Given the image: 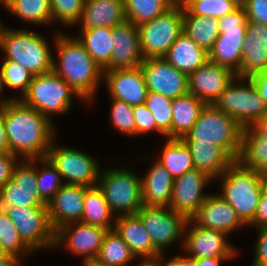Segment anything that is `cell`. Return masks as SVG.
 <instances>
[{"instance_id": "cell-1", "label": "cell", "mask_w": 267, "mask_h": 266, "mask_svg": "<svg viewBox=\"0 0 267 266\" xmlns=\"http://www.w3.org/2000/svg\"><path fill=\"white\" fill-rule=\"evenodd\" d=\"M4 124L8 150L19 159L45 158L57 136L50 118L17 97L4 105Z\"/></svg>"}, {"instance_id": "cell-2", "label": "cell", "mask_w": 267, "mask_h": 266, "mask_svg": "<svg viewBox=\"0 0 267 266\" xmlns=\"http://www.w3.org/2000/svg\"><path fill=\"white\" fill-rule=\"evenodd\" d=\"M54 37L58 59L53 56V71L69 84L85 103L92 105L103 79V70L75 35L69 36L62 31Z\"/></svg>"}, {"instance_id": "cell-3", "label": "cell", "mask_w": 267, "mask_h": 266, "mask_svg": "<svg viewBox=\"0 0 267 266\" xmlns=\"http://www.w3.org/2000/svg\"><path fill=\"white\" fill-rule=\"evenodd\" d=\"M45 36L35 31L3 27L0 35V50L4 60H12L33 76L53 70V54Z\"/></svg>"}, {"instance_id": "cell-4", "label": "cell", "mask_w": 267, "mask_h": 266, "mask_svg": "<svg viewBox=\"0 0 267 266\" xmlns=\"http://www.w3.org/2000/svg\"><path fill=\"white\" fill-rule=\"evenodd\" d=\"M216 179L221 182V193L218 194L233 207L241 221L248 226L256 215L261 196L260 172L234 161Z\"/></svg>"}, {"instance_id": "cell-5", "label": "cell", "mask_w": 267, "mask_h": 266, "mask_svg": "<svg viewBox=\"0 0 267 266\" xmlns=\"http://www.w3.org/2000/svg\"><path fill=\"white\" fill-rule=\"evenodd\" d=\"M243 128L214 104H206L200 117L182 140L209 142L223 148L235 161L241 151Z\"/></svg>"}, {"instance_id": "cell-6", "label": "cell", "mask_w": 267, "mask_h": 266, "mask_svg": "<svg viewBox=\"0 0 267 266\" xmlns=\"http://www.w3.org/2000/svg\"><path fill=\"white\" fill-rule=\"evenodd\" d=\"M131 168H106L99 176L98 187L115 217L136 215L143 206L141 177Z\"/></svg>"}, {"instance_id": "cell-7", "label": "cell", "mask_w": 267, "mask_h": 266, "mask_svg": "<svg viewBox=\"0 0 267 266\" xmlns=\"http://www.w3.org/2000/svg\"><path fill=\"white\" fill-rule=\"evenodd\" d=\"M75 96L84 101L69 84L51 70L34 75L21 100L51 120V115L67 113Z\"/></svg>"}, {"instance_id": "cell-8", "label": "cell", "mask_w": 267, "mask_h": 266, "mask_svg": "<svg viewBox=\"0 0 267 266\" xmlns=\"http://www.w3.org/2000/svg\"><path fill=\"white\" fill-rule=\"evenodd\" d=\"M214 105L231 116L242 128L253 126L267 113V104L260 97L251 78L236 76Z\"/></svg>"}, {"instance_id": "cell-9", "label": "cell", "mask_w": 267, "mask_h": 266, "mask_svg": "<svg viewBox=\"0 0 267 266\" xmlns=\"http://www.w3.org/2000/svg\"><path fill=\"white\" fill-rule=\"evenodd\" d=\"M145 58H163L183 32V4L178 0L165 13L138 26Z\"/></svg>"}, {"instance_id": "cell-10", "label": "cell", "mask_w": 267, "mask_h": 266, "mask_svg": "<svg viewBox=\"0 0 267 266\" xmlns=\"http://www.w3.org/2000/svg\"><path fill=\"white\" fill-rule=\"evenodd\" d=\"M220 35L208 52V61L240 71L242 62V44L247 30L248 19L244 7L218 19Z\"/></svg>"}, {"instance_id": "cell-11", "label": "cell", "mask_w": 267, "mask_h": 266, "mask_svg": "<svg viewBox=\"0 0 267 266\" xmlns=\"http://www.w3.org/2000/svg\"><path fill=\"white\" fill-rule=\"evenodd\" d=\"M46 158L60 173L64 184L93 187L98 185L101 167L97 159L76 148L59 146L53 141Z\"/></svg>"}, {"instance_id": "cell-12", "label": "cell", "mask_w": 267, "mask_h": 266, "mask_svg": "<svg viewBox=\"0 0 267 266\" xmlns=\"http://www.w3.org/2000/svg\"><path fill=\"white\" fill-rule=\"evenodd\" d=\"M16 227L21 240L33 251L54 249L53 230L47 207H0Z\"/></svg>"}, {"instance_id": "cell-13", "label": "cell", "mask_w": 267, "mask_h": 266, "mask_svg": "<svg viewBox=\"0 0 267 266\" xmlns=\"http://www.w3.org/2000/svg\"><path fill=\"white\" fill-rule=\"evenodd\" d=\"M37 164L39 158L18 160L11 180L0 188V207H47L38 195Z\"/></svg>"}, {"instance_id": "cell-14", "label": "cell", "mask_w": 267, "mask_h": 266, "mask_svg": "<svg viewBox=\"0 0 267 266\" xmlns=\"http://www.w3.org/2000/svg\"><path fill=\"white\" fill-rule=\"evenodd\" d=\"M137 215L150 235L154 247L164 255V250L181 241L183 245L184 228L187 218L169 207L142 206Z\"/></svg>"}, {"instance_id": "cell-15", "label": "cell", "mask_w": 267, "mask_h": 266, "mask_svg": "<svg viewBox=\"0 0 267 266\" xmlns=\"http://www.w3.org/2000/svg\"><path fill=\"white\" fill-rule=\"evenodd\" d=\"M228 236L219 230L200 227L192 219H188L184 228L182 248L186 255L196 259L234 258L240 252L227 240Z\"/></svg>"}, {"instance_id": "cell-16", "label": "cell", "mask_w": 267, "mask_h": 266, "mask_svg": "<svg viewBox=\"0 0 267 266\" xmlns=\"http://www.w3.org/2000/svg\"><path fill=\"white\" fill-rule=\"evenodd\" d=\"M107 231L82 222L63 225L55 231L54 249L64 245L71 254L82 256V260L96 258Z\"/></svg>"}, {"instance_id": "cell-17", "label": "cell", "mask_w": 267, "mask_h": 266, "mask_svg": "<svg viewBox=\"0 0 267 266\" xmlns=\"http://www.w3.org/2000/svg\"><path fill=\"white\" fill-rule=\"evenodd\" d=\"M213 180L207 173L197 169L175 178L169 208L191 219L208 197L203 190Z\"/></svg>"}, {"instance_id": "cell-18", "label": "cell", "mask_w": 267, "mask_h": 266, "mask_svg": "<svg viewBox=\"0 0 267 266\" xmlns=\"http://www.w3.org/2000/svg\"><path fill=\"white\" fill-rule=\"evenodd\" d=\"M148 91L171 99L184 96L188 91V75L177 70L164 58H145L140 64Z\"/></svg>"}, {"instance_id": "cell-19", "label": "cell", "mask_w": 267, "mask_h": 266, "mask_svg": "<svg viewBox=\"0 0 267 266\" xmlns=\"http://www.w3.org/2000/svg\"><path fill=\"white\" fill-rule=\"evenodd\" d=\"M235 77L231 69L207 61L188 75V91L206 104H214Z\"/></svg>"}, {"instance_id": "cell-20", "label": "cell", "mask_w": 267, "mask_h": 266, "mask_svg": "<svg viewBox=\"0 0 267 266\" xmlns=\"http://www.w3.org/2000/svg\"><path fill=\"white\" fill-rule=\"evenodd\" d=\"M103 80L111 98L122 100L130 106L146 102L149 91L140 66L103 71Z\"/></svg>"}, {"instance_id": "cell-21", "label": "cell", "mask_w": 267, "mask_h": 266, "mask_svg": "<svg viewBox=\"0 0 267 266\" xmlns=\"http://www.w3.org/2000/svg\"><path fill=\"white\" fill-rule=\"evenodd\" d=\"M112 38L111 60L103 71L140 66L144 57L141 51L138 26L126 20L113 27Z\"/></svg>"}, {"instance_id": "cell-22", "label": "cell", "mask_w": 267, "mask_h": 266, "mask_svg": "<svg viewBox=\"0 0 267 266\" xmlns=\"http://www.w3.org/2000/svg\"><path fill=\"white\" fill-rule=\"evenodd\" d=\"M86 186L64 184L48 202V214L54 231L63 225L81 222Z\"/></svg>"}, {"instance_id": "cell-23", "label": "cell", "mask_w": 267, "mask_h": 266, "mask_svg": "<svg viewBox=\"0 0 267 266\" xmlns=\"http://www.w3.org/2000/svg\"><path fill=\"white\" fill-rule=\"evenodd\" d=\"M191 219L200 227L219 230L228 235L236 229L246 226L233 207L218 193H209L198 212Z\"/></svg>"}, {"instance_id": "cell-24", "label": "cell", "mask_w": 267, "mask_h": 266, "mask_svg": "<svg viewBox=\"0 0 267 266\" xmlns=\"http://www.w3.org/2000/svg\"><path fill=\"white\" fill-rule=\"evenodd\" d=\"M267 68V26L248 21L242 44L240 78H251Z\"/></svg>"}, {"instance_id": "cell-25", "label": "cell", "mask_w": 267, "mask_h": 266, "mask_svg": "<svg viewBox=\"0 0 267 266\" xmlns=\"http://www.w3.org/2000/svg\"><path fill=\"white\" fill-rule=\"evenodd\" d=\"M174 178L157 160L141 177V196L144 206L169 207Z\"/></svg>"}, {"instance_id": "cell-26", "label": "cell", "mask_w": 267, "mask_h": 266, "mask_svg": "<svg viewBox=\"0 0 267 266\" xmlns=\"http://www.w3.org/2000/svg\"><path fill=\"white\" fill-rule=\"evenodd\" d=\"M114 230L129 246L136 258H154L162 254L154 247L141 218L136 215L115 218Z\"/></svg>"}, {"instance_id": "cell-27", "label": "cell", "mask_w": 267, "mask_h": 266, "mask_svg": "<svg viewBox=\"0 0 267 266\" xmlns=\"http://www.w3.org/2000/svg\"><path fill=\"white\" fill-rule=\"evenodd\" d=\"M125 21L123 0H85L79 28H113Z\"/></svg>"}, {"instance_id": "cell-28", "label": "cell", "mask_w": 267, "mask_h": 266, "mask_svg": "<svg viewBox=\"0 0 267 266\" xmlns=\"http://www.w3.org/2000/svg\"><path fill=\"white\" fill-rule=\"evenodd\" d=\"M163 58L177 70L189 75L208 61V52L182 32Z\"/></svg>"}, {"instance_id": "cell-29", "label": "cell", "mask_w": 267, "mask_h": 266, "mask_svg": "<svg viewBox=\"0 0 267 266\" xmlns=\"http://www.w3.org/2000/svg\"><path fill=\"white\" fill-rule=\"evenodd\" d=\"M189 147L195 169L216 180L235 161L223 148L209 142H185Z\"/></svg>"}, {"instance_id": "cell-30", "label": "cell", "mask_w": 267, "mask_h": 266, "mask_svg": "<svg viewBox=\"0 0 267 266\" xmlns=\"http://www.w3.org/2000/svg\"><path fill=\"white\" fill-rule=\"evenodd\" d=\"M206 103L193 94L172 99L171 139H182L200 117Z\"/></svg>"}, {"instance_id": "cell-31", "label": "cell", "mask_w": 267, "mask_h": 266, "mask_svg": "<svg viewBox=\"0 0 267 266\" xmlns=\"http://www.w3.org/2000/svg\"><path fill=\"white\" fill-rule=\"evenodd\" d=\"M237 161L256 172L267 171V136L254 126L243 128L241 151Z\"/></svg>"}, {"instance_id": "cell-32", "label": "cell", "mask_w": 267, "mask_h": 266, "mask_svg": "<svg viewBox=\"0 0 267 266\" xmlns=\"http://www.w3.org/2000/svg\"><path fill=\"white\" fill-rule=\"evenodd\" d=\"M77 36L93 60L104 70L112 55L113 28L80 29Z\"/></svg>"}, {"instance_id": "cell-33", "label": "cell", "mask_w": 267, "mask_h": 266, "mask_svg": "<svg viewBox=\"0 0 267 266\" xmlns=\"http://www.w3.org/2000/svg\"><path fill=\"white\" fill-rule=\"evenodd\" d=\"M115 218L98 185L93 187L86 186L81 222L112 230L115 226Z\"/></svg>"}, {"instance_id": "cell-34", "label": "cell", "mask_w": 267, "mask_h": 266, "mask_svg": "<svg viewBox=\"0 0 267 266\" xmlns=\"http://www.w3.org/2000/svg\"><path fill=\"white\" fill-rule=\"evenodd\" d=\"M183 32L209 52L220 35L218 19L191 15L183 7Z\"/></svg>"}, {"instance_id": "cell-35", "label": "cell", "mask_w": 267, "mask_h": 266, "mask_svg": "<svg viewBox=\"0 0 267 266\" xmlns=\"http://www.w3.org/2000/svg\"><path fill=\"white\" fill-rule=\"evenodd\" d=\"M156 160L174 179L195 169L190 149L182 139L166 138L163 150Z\"/></svg>"}, {"instance_id": "cell-36", "label": "cell", "mask_w": 267, "mask_h": 266, "mask_svg": "<svg viewBox=\"0 0 267 266\" xmlns=\"http://www.w3.org/2000/svg\"><path fill=\"white\" fill-rule=\"evenodd\" d=\"M0 4L26 23L39 26L52 23L50 0H2Z\"/></svg>"}, {"instance_id": "cell-37", "label": "cell", "mask_w": 267, "mask_h": 266, "mask_svg": "<svg viewBox=\"0 0 267 266\" xmlns=\"http://www.w3.org/2000/svg\"><path fill=\"white\" fill-rule=\"evenodd\" d=\"M96 258L108 266H128L137 259L114 229L106 232Z\"/></svg>"}, {"instance_id": "cell-38", "label": "cell", "mask_w": 267, "mask_h": 266, "mask_svg": "<svg viewBox=\"0 0 267 266\" xmlns=\"http://www.w3.org/2000/svg\"><path fill=\"white\" fill-rule=\"evenodd\" d=\"M178 0H123L126 20L139 26L165 13Z\"/></svg>"}, {"instance_id": "cell-39", "label": "cell", "mask_w": 267, "mask_h": 266, "mask_svg": "<svg viewBox=\"0 0 267 266\" xmlns=\"http://www.w3.org/2000/svg\"><path fill=\"white\" fill-rule=\"evenodd\" d=\"M0 244L8 255H12L21 262L33 251L21 240L13 222L4 209L0 208Z\"/></svg>"}, {"instance_id": "cell-40", "label": "cell", "mask_w": 267, "mask_h": 266, "mask_svg": "<svg viewBox=\"0 0 267 266\" xmlns=\"http://www.w3.org/2000/svg\"><path fill=\"white\" fill-rule=\"evenodd\" d=\"M39 163L36 170L38 195L45 204H48L64 182L58 170L46 157L39 158Z\"/></svg>"}, {"instance_id": "cell-41", "label": "cell", "mask_w": 267, "mask_h": 266, "mask_svg": "<svg viewBox=\"0 0 267 266\" xmlns=\"http://www.w3.org/2000/svg\"><path fill=\"white\" fill-rule=\"evenodd\" d=\"M145 104L153 114L157 128L166 138L171 139L172 99L163 94L149 91Z\"/></svg>"}, {"instance_id": "cell-42", "label": "cell", "mask_w": 267, "mask_h": 266, "mask_svg": "<svg viewBox=\"0 0 267 266\" xmlns=\"http://www.w3.org/2000/svg\"><path fill=\"white\" fill-rule=\"evenodd\" d=\"M191 14L219 19L238 8L232 0H179Z\"/></svg>"}, {"instance_id": "cell-43", "label": "cell", "mask_w": 267, "mask_h": 266, "mask_svg": "<svg viewBox=\"0 0 267 266\" xmlns=\"http://www.w3.org/2000/svg\"><path fill=\"white\" fill-rule=\"evenodd\" d=\"M85 0H50L52 22L73 27L79 24Z\"/></svg>"}, {"instance_id": "cell-44", "label": "cell", "mask_w": 267, "mask_h": 266, "mask_svg": "<svg viewBox=\"0 0 267 266\" xmlns=\"http://www.w3.org/2000/svg\"><path fill=\"white\" fill-rule=\"evenodd\" d=\"M4 86L16 89L19 92L18 99L27 92L33 75L19 63L12 60H4L1 64Z\"/></svg>"}, {"instance_id": "cell-45", "label": "cell", "mask_w": 267, "mask_h": 266, "mask_svg": "<svg viewBox=\"0 0 267 266\" xmlns=\"http://www.w3.org/2000/svg\"><path fill=\"white\" fill-rule=\"evenodd\" d=\"M111 99L110 122L115 129L128 136H136L135 116L133 106L118 99Z\"/></svg>"}, {"instance_id": "cell-46", "label": "cell", "mask_w": 267, "mask_h": 266, "mask_svg": "<svg viewBox=\"0 0 267 266\" xmlns=\"http://www.w3.org/2000/svg\"><path fill=\"white\" fill-rule=\"evenodd\" d=\"M133 112L135 116L136 124V136H145V134L150 132H158L161 136H165L158 128L153 114L147 108L146 104H139L133 106Z\"/></svg>"}, {"instance_id": "cell-47", "label": "cell", "mask_w": 267, "mask_h": 266, "mask_svg": "<svg viewBox=\"0 0 267 266\" xmlns=\"http://www.w3.org/2000/svg\"><path fill=\"white\" fill-rule=\"evenodd\" d=\"M243 7L248 21L267 26V0H247Z\"/></svg>"}, {"instance_id": "cell-48", "label": "cell", "mask_w": 267, "mask_h": 266, "mask_svg": "<svg viewBox=\"0 0 267 266\" xmlns=\"http://www.w3.org/2000/svg\"><path fill=\"white\" fill-rule=\"evenodd\" d=\"M258 236L254 245V259L251 266H267V226L256 228Z\"/></svg>"}, {"instance_id": "cell-49", "label": "cell", "mask_w": 267, "mask_h": 266, "mask_svg": "<svg viewBox=\"0 0 267 266\" xmlns=\"http://www.w3.org/2000/svg\"><path fill=\"white\" fill-rule=\"evenodd\" d=\"M19 158L10 152L0 151V188L12 178V172Z\"/></svg>"}, {"instance_id": "cell-50", "label": "cell", "mask_w": 267, "mask_h": 266, "mask_svg": "<svg viewBox=\"0 0 267 266\" xmlns=\"http://www.w3.org/2000/svg\"><path fill=\"white\" fill-rule=\"evenodd\" d=\"M266 227L267 226V196H260L259 203L256 210V215L253 221L248 226Z\"/></svg>"}, {"instance_id": "cell-51", "label": "cell", "mask_w": 267, "mask_h": 266, "mask_svg": "<svg viewBox=\"0 0 267 266\" xmlns=\"http://www.w3.org/2000/svg\"><path fill=\"white\" fill-rule=\"evenodd\" d=\"M251 79L256 85L260 97L267 104V68L262 72L252 76Z\"/></svg>"}, {"instance_id": "cell-52", "label": "cell", "mask_w": 267, "mask_h": 266, "mask_svg": "<svg viewBox=\"0 0 267 266\" xmlns=\"http://www.w3.org/2000/svg\"><path fill=\"white\" fill-rule=\"evenodd\" d=\"M166 266H197V259L184 255H176L174 258H170V261L165 260Z\"/></svg>"}, {"instance_id": "cell-53", "label": "cell", "mask_w": 267, "mask_h": 266, "mask_svg": "<svg viewBox=\"0 0 267 266\" xmlns=\"http://www.w3.org/2000/svg\"><path fill=\"white\" fill-rule=\"evenodd\" d=\"M0 151L9 152L4 124V106H0Z\"/></svg>"}, {"instance_id": "cell-54", "label": "cell", "mask_w": 267, "mask_h": 266, "mask_svg": "<svg viewBox=\"0 0 267 266\" xmlns=\"http://www.w3.org/2000/svg\"><path fill=\"white\" fill-rule=\"evenodd\" d=\"M164 259L165 255L154 258H141L140 262L135 266H166Z\"/></svg>"}, {"instance_id": "cell-55", "label": "cell", "mask_w": 267, "mask_h": 266, "mask_svg": "<svg viewBox=\"0 0 267 266\" xmlns=\"http://www.w3.org/2000/svg\"><path fill=\"white\" fill-rule=\"evenodd\" d=\"M233 258H199L197 266H220L221 262L232 260Z\"/></svg>"}, {"instance_id": "cell-56", "label": "cell", "mask_w": 267, "mask_h": 266, "mask_svg": "<svg viewBox=\"0 0 267 266\" xmlns=\"http://www.w3.org/2000/svg\"><path fill=\"white\" fill-rule=\"evenodd\" d=\"M0 266H22L21 261L12 255L0 257Z\"/></svg>"}, {"instance_id": "cell-57", "label": "cell", "mask_w": 267, "mask_h": 266, "mask_svg": "<svg viewBox=\"0 0 267 266\" xmlns=\"http://www.w3.org/2000/svg\"><path fill=\"white\" fill-rule=\"evenodd\" d=\"M261 134L267 136V113L253 125Z\"/></svg>"}, {"instance_id": "cell-58", "label": "cell", "mask_w": 267, "mask_h": 266, "mask_svg": "<svg viewBox=\"0 0 267 266\" xmlns=\"http://www.w3.org/2000/svg\"><path fill=\"white\" fill-rule=\"evenodd\" d=\"M261 194L267 196V171L260 172Z\"/></svg>"}, {"instance_id": "cell-59", "label": "cell", "mask_w": 267, "mask_h": 266, "mask_svg": "<svg viewBox=\"0 0 267 266\" xmlns=\"http://www.w3.org/2000/svg\"><path fill=\"white\" fill-rule=\"evenodd\" d=\"M5 88L4 82H3V77H2V71L0 68V106H4L6 103H8L11 99L10 98H5L3 97V89Z\"/></svg>"}, {"instance_id": "cell-60", "label": "cell", "mask_w": 267, "mask_h": 266, "mask_svg": "<svg viewBox=\"0 0 267 266\" xmlns=\"http://www.w3.org/2000/svg\"><path fill=\"white\" fill-rule=\"evenodd\" d=\"M82 266H108L104 262L99 261L97 258L86 259L82 261Z\"/></svg>"}, {"instance_id": "cell-61", "label": "cell", "mask_w": 267, "mask_h": 266, "mask_svg": "<svg viewBox=\"0 0 267 266\" xmlns=\"http://www.w3.org/2000/svg\"><path fill=\"white\" fill-rule=\"evenodd\" d=\"M238 7H243L247 0H232Z\"/></svg>"}, {"instance_id": "cell-62", "label": "cell", "mask_w": 267, "mask_h": 266, "mask_svg": "<svg viewBox=\"0 0 267 266\" xmlns=\"http://www.w3.org/2000/svg\"><path fill=\"white\" fill-rule=\"evenodd\" d=\"M8 254H6V252L4 251L2 245L0 244V257L2 256H7Z\"/></svg>"}, {"instance_id": "cell-63", "label": "cell", "mask_w": 267, "mask_h": 266, "mask_svg": "<svg viewBox=\"0 0 267 266\" xmlns=\"http://www.w3.org/2000/svg\"><path fill=\"white\" fill-rule=\"evenodd\" d=\"M3 22L2 21H0V35H1V32H2V29H3Z\"/></svg>"}]
</instances>
